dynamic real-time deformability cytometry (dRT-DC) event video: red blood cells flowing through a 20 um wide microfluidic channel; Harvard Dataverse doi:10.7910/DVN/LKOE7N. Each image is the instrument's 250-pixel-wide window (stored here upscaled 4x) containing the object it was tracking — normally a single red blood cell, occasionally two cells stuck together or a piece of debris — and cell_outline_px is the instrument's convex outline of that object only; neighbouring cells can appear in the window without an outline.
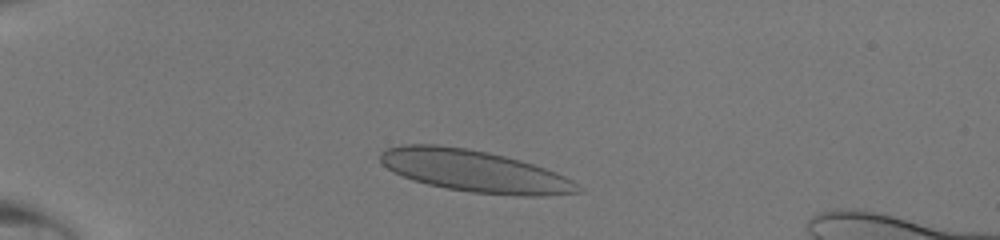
{"species": "human", "species_latin": "Homo sapiens", "temperature_condition": "room temperature", "stored_images_in_passage": 39, "camera_frame_rate_fps": 3000, "um_per_image_px": 0.085, "donor": {"sex": "male"}, "frame": {"image": 1, "passage_image": 5, "time_ms": 1.333, "image_size_px": [1000, 240], "cell_outline_px": [[580, 192], [544, 196], [524, 196], [472, 192], [448, 188], [428, 184], [412, 180], [388, 168], [380, 160], [380, 152], [388, 148], [404, 144], [436, 144], [464, 148], [488, 152], [520, 160], [556, 172], [572, 180], [580, 188]], "centroid_in_image_um": [40.33, 14.53], "position_along_channel_um": 44.7, "area_um2": 47.57}}
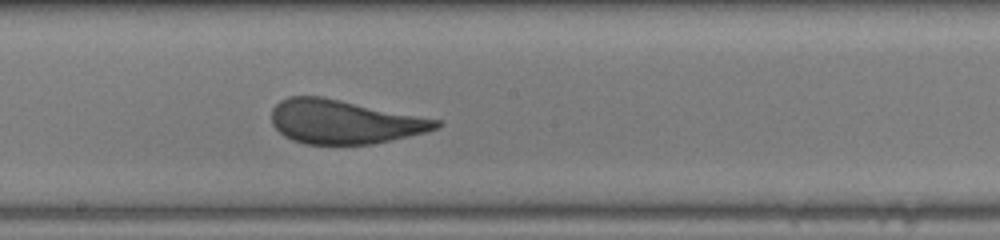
{"frame": {"image": 2, "passage_image": 20, "time_ms": 6.333, "image_size_px": [1000, 240], "cell_outline_px": [[440, 124], [436, 128], [424, 132], [408, 136], [372, 144], [304, 144], [292, 140], [284, 136], [272, 124], [272, 108], [280, 100], [288, 96], [324, 96], [440, 120]], "centroid_in_image_um": [29.2, 10.34], "position_along_channel_um": 219.0, "area_um2": 41.96}}
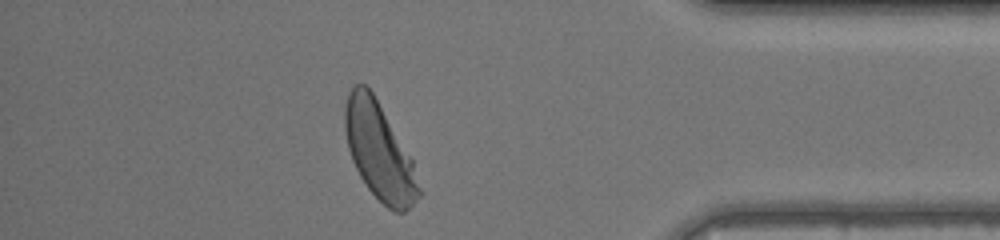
{"frame": {"image": 3, "passage_image": 34, "time_ms": 11.0, "image_size_px": [1000, 240], "cell_outline_px": [[420, 196], [404, 212], [396, 212], [388, 208], [368, 188], [360, 176], [352, 160], [348, 148], [344, 128], [344, 108], [348, 92], [356, 84], [364, 84], [372, 92], [412, 160], [420, 188]], "centroid_in_image_um": [32.21, 12.86], "position_along_channel_um": 403.0, "area_um2": 40.86}}